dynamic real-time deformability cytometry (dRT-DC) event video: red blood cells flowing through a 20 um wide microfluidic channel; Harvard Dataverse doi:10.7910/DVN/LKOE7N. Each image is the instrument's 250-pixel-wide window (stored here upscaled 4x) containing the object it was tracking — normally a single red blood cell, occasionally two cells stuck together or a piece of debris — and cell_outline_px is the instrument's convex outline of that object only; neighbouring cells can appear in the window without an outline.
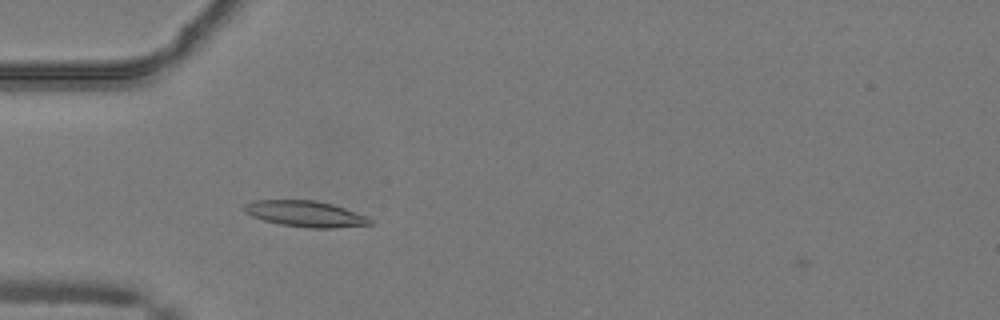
{"species": "common noctule bat (a hibernating species)", "species_latin": "Nyctalus noctula", "temperature_condition": "warm", "stored_images_in_passage": 2, "camera_frame_rate_fps": 3000, "um_per_image_px": 0.085, "animal": {"sex": "male", "body_mass_g": 19.2, "forearm_length_mm": 51.8}, "frame": {"image": 1, "passage_image": 1, "time_ms": 0.0, "image_size_px": [1000, 320], "cell_outline_px": [[372, 224], [332, 228], [308, 228], [280, 224], [264, 220], [252, 216], [244, 212], [240, 208], [244, 204], [252, 200], [316, 200], [332, 204], [368, 216], [372, 220]], "centroid_in_image_um": [25.92, 18.17], "position_along_channel_um": 59.1, "area_um2": 19.19}}